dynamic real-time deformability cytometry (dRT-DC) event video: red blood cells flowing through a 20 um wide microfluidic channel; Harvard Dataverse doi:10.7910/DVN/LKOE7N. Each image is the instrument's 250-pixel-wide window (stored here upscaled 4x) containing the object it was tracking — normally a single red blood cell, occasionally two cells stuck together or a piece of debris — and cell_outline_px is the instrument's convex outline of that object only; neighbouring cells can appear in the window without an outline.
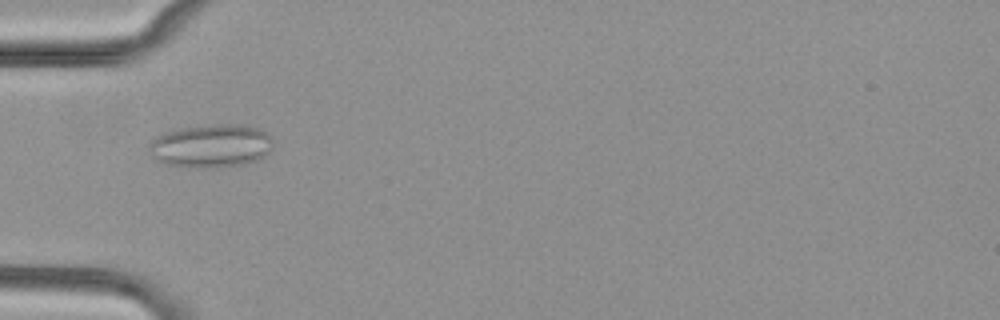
{"species": "common noctule bat (a hibernating species)", "species_latin": "Nyctalus noctula", "temperature_condition": "cold", "stored_images_in_passage": 55, "camera_frame_rate_fps": 3000, "um_per_image_px": 0.085, "animal": {"sex": "female", "body_mass_g": 29.2, "forearm_length_mm": 56.3}, "frame": {"image": 1, "passage_image": 19, "time_ms": 6.0, "image_size_px": [1000, 320], "cell_outline_px": [[272, 148], [264, 156], [256, 160], [244, 164], [216, 168], [196, 168], [164, 164], [156, 160], [152, 156], [148, 148], [148, 144], [152, 140], [168, 132], [180, 128], [216, 124], [240, 124], [256, 128], [272, 136]], "centroid_in_image_um": [17.94, 12.42], "position_along_channel_um": 67.1, "area_um2": 31.33}}
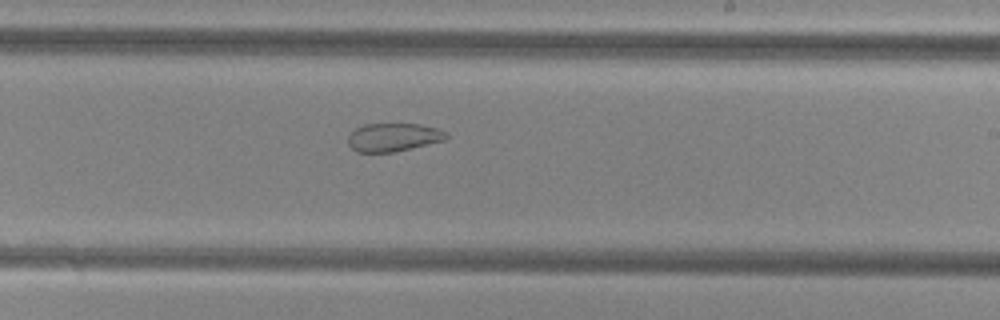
{"frame": {"image": 2, "passage_image": 34, "time_ms": 11.0, "image_size_px": [1000, 320], "cell_outline_px": [[448, 136], [444, 140], [396, 152], [356, 152], [348, 144], [348, 136], [356, 128], [364, 124], [420, 124], [436, 128], [448, 132]], "centroid_in_image_um": [33.43, 11.67], "position_along_channel_um": 255.6, "area_um2": 16.18}}
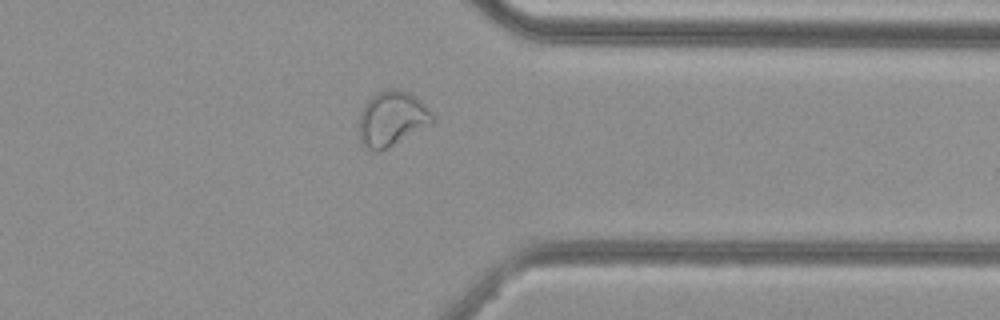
{"frame": {"image": 3, "passage_image": 44, "time_ms": 14.333, "image_size_px": [1000, 320], "cell_outline_px": [[436, 120], [388, 148], [380, 152], [372, 152], [364, 148], [360, 144], [360, 112], [364, 104], [376, 92], [384, 88], [400, 88], [416, 96], [432, 112]], "centroid_in_image_um": [33.29, 10.08], "position_along_channel_um": 378.1, "area_um2": 23.81}, "authors_computed_cell_mechanics": {"area_um2": 26.1256, "velocity_mm_per_s": 3.7943, "shape_relaxation_time_tau1_ms": null, "shape_relaxation_time_tau2_ms": 2.0666, "deformation_change_tau1": null, "deformation_change_tau2": 0.0724}}